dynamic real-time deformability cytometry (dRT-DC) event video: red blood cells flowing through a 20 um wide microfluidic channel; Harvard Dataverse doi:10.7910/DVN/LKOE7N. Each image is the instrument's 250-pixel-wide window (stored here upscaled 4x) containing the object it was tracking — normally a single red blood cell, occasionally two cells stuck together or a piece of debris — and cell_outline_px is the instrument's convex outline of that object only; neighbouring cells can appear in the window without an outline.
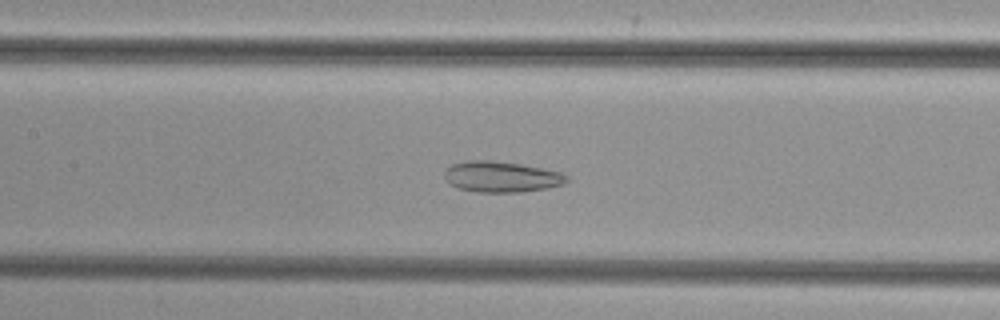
{"species": "common noctule bat (a hibernating species)", "species_latin": "Nyctalus noctula", "temperature_condition": "cold", "stored_images_in_passage": 51, "camera_frame_rate_fps": 3000, "um_per_image_px": 0.085, "animal": {"sex": "female", "body_mass_g": 29.2, "forearm_length_mm": 56.3}, "frame": {"image": 1, "passage_image": 24, "time_ms": 7.667, "image_size_px": [1000, 320], "cell_outline_px": [[568, 180], [564, 184], [548, 188], [520, 192], [476, 192], [460, 188], [448, 184], [444, 176], [444, 172], [452, 164], [464, 160], [488, 160], [520, 164], [560, 172], [568, 176]], "centroid_in_image_um": [42.59, 15.03], "position_along_channel_um": 164.8, "area_um2": 21.96}}
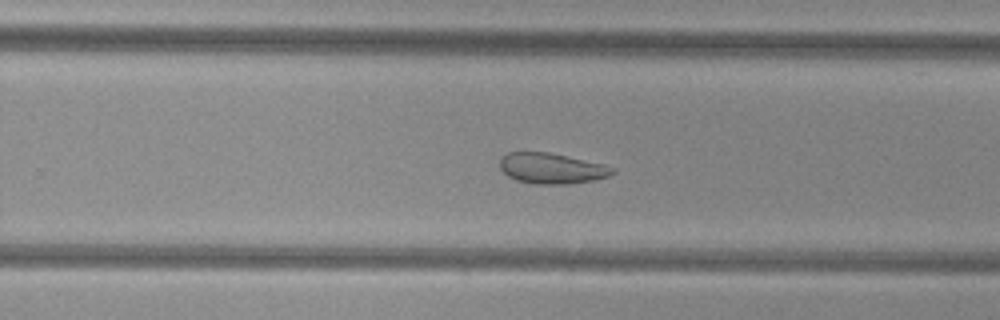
{"frame": {"image": 2, "passage_image": 33, "time_ms": 10.667, "image_size_px": [1000, 320], "cell_outline_px": [[616, 172], [608, 176], [592, 180], [568, 184], [532, 184], [516, 180], [508, 176], [500, 168], [500, 160], [508, 152], [548, 152], [604, 164], [616, 168]], "centroid_in_image_um": [46.9, 14.31], "position_along_channel_um": 282.9, "area_um2": 20.06}}
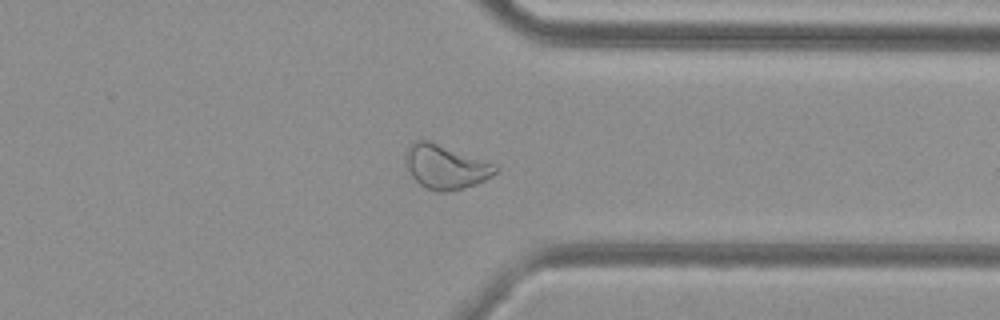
{"frame": {"image": 3, "passage_image": 40, "time_ms": 13.0, "image_size_px": [1000, 320], "cell_outline_px": [[500, 168], [492, 176], [476, 184], [452, 192], [436, 192], [420, 184], [412, 176], [404, 160], [404, 152], [416, 140], [428, 140]], "centroid_in_image_um": [37.81, 14.21], "position_along_channel_um": 373.6, "area_um2": 22.48}}